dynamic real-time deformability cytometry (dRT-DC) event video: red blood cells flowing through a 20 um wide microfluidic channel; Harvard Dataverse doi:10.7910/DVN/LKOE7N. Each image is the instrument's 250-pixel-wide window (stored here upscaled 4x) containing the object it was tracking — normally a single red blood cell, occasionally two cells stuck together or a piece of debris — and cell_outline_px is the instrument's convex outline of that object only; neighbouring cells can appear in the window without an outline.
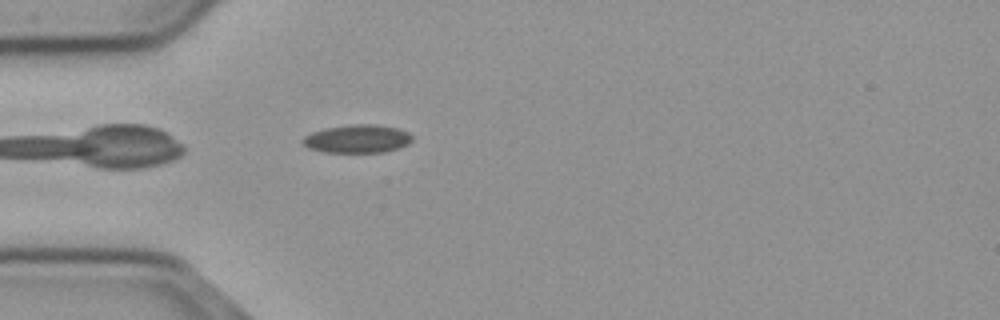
{"species": "common noctule bat (a hibernating species)", "species_latin": "Nyctalus noctula", "temperature_condition": "cold", "stored_images_in_passage": 36, "camera_frame_rate_fps": 3000, "um_per_image_px": 0.085, "animal": {"sex": "male", "body_mass_g": 23.1, "forearm_length_mm": 52.7}, "frame": {"image": 1, "passage_image": 2, "time_ms": 0.333, "image_size_px": [1000, 320], "cell_outline_px": [[412, 140], [408, 144], [400, 148], [384, 152], [324, 152], [308, 148], [300, 140], [304, 136], [312, 132], [324, 128], [352, 124], [376, 124], [396, 128], [408, 132], [412, 136]], "centroid_in_image_um": [30.37, 11.8], "position_along_channel_um": 54.6, "area_um2": 18.09}}
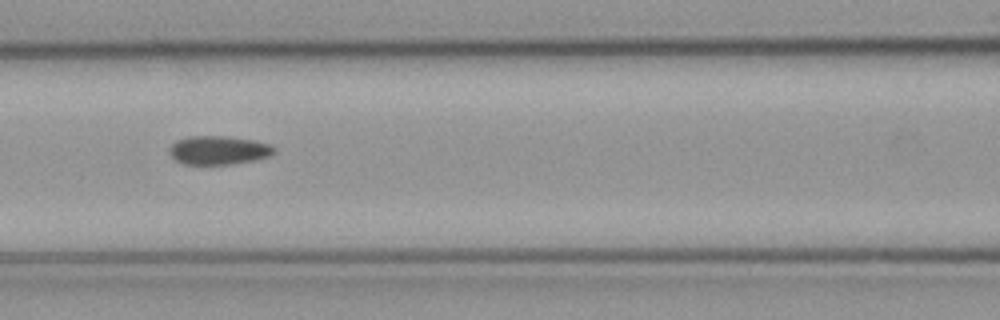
{"frame": {"image": 2, "passage_image": 10, "time_ms": 3.0, "image_size_px": [1000, 320], "cell_outline_px": [[276, 152], [268, 156], [256, 160], [232, 164], [184, 164], [176, 160], [168, 152], [168, 148], [176, 140], [188, 136], [228, 136], [252, 140], [268, 144], [276, 148]], "centroid_in_image_um": [18.56, 12.76], "position_along_channel_um": 148.0, "area_um2": 17.57}}
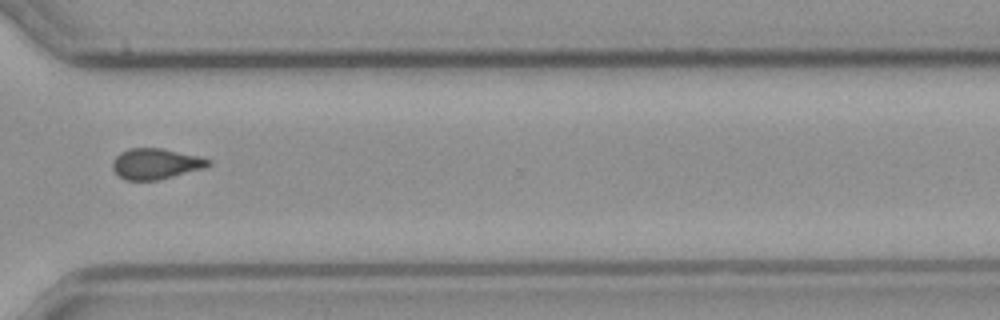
{"frame": {"image": 3, "passage_image": 27, "time_ms": 8.667, "image_size_px": [1000, 320], "cell_outline_px": [[212, 164], [204, 168], [156, 180], [124, 180], [112, 168], [112, 160], [120, 152], [128, 148], [160, 148], [200, 156], [212, 160]], "centroid_in_image_um": [13.23, 13.91], "position_along_channel_um": 357.4, "area_um2": 17.11}, "authors_computed_cell_mechanics": {"area_um2": 17.5423, "velocity_mm_per_s": 3.7082, "shape_relaxation_time_tau1_ms": null, "shape_relaxation_time_tau2_ms": 4.0703, "deformation_change_tau1": null, "deformation_change_tau2": 0.1042}}